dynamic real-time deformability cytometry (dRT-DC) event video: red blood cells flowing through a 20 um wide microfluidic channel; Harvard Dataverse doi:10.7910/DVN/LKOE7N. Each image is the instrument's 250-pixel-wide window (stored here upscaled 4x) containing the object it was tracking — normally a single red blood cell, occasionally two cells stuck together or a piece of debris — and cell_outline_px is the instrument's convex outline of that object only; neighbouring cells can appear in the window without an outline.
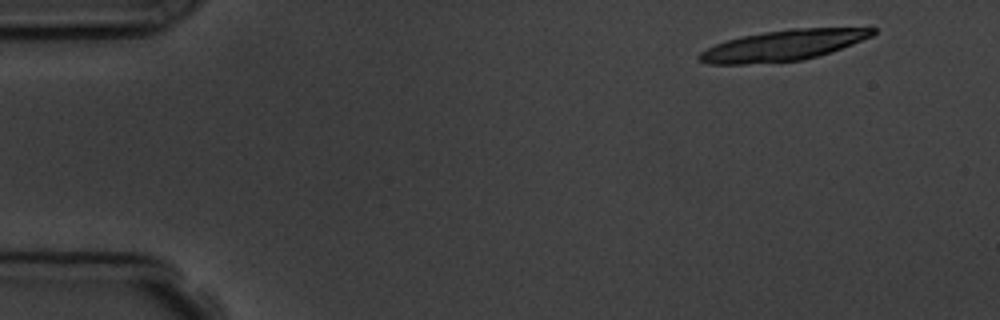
{"species": "common noctule bat (a hibernating species)", "species_latin": "Nyctalus noctula", "temperature_condition": "room temperature", "stored_images_in_passage": 5, "camera_frame_rate_fps": 3000, "um_per_image_px": 0.085, "animal": {"sex": "male", "body_mass_g": 19.5, "forearm_length_mm": 54.6}, "frame": {"image": 1, "passage_image": 1, "time_ms": 0.0, "image_size_px": [1000, 320], "cell_outline_px": [[876, 32], [872, 36], [852, 44], [816, 56], [800, 60], [744, 64], [708, 64], [700, 60], [696, 56], [700, 52], [716, 44], [728, 40], [744, 36], [764, 32], [788, 28], [876, 28]], "centroid_in_image_um": [66.54, 3.85], "position_along_channel_um": 18.5, "area_um2": 30.4}}